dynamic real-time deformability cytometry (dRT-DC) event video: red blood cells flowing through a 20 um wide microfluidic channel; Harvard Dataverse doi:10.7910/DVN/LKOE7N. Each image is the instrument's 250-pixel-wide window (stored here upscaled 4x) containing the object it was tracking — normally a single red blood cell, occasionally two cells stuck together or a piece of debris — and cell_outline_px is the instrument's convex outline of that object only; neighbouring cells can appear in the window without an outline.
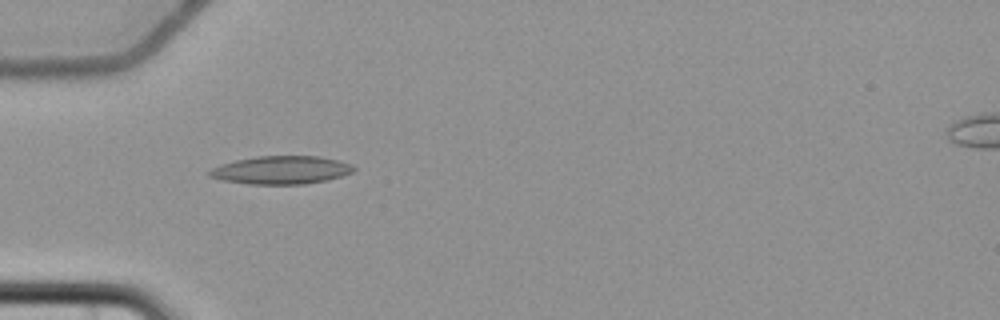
{"species": "common noctule bat (a hibernating species)", "species_latin": "Nyctalus noctula", "temperature_condition": "cold", "stored_images_in_passage": 9, "camera_frame_rate_fps": 3000, "um_per_image_px": 0.085, "animal": {"sex": "female", "body_mass_g": 22.7, "forearm_length_mm": 54.2}, "frame": {"image": 1, "passage_image": 6, "time_ms": 6.0, "image_size_px": [1000, 320], "cell_outline_px": [[356, 168], [352, 172], [340, 176], [324, 180], [304, 184], [248, 184], [224, 180], [208, 176], [208, 172], [212, 168], [220, 164], [236, 160], [256, 156], [320, 156], [352, 164]], "centroid_in_image_um": [23.88, 14.44], "position_along_channel_um": 61.1, "area_um2": 23.47}}
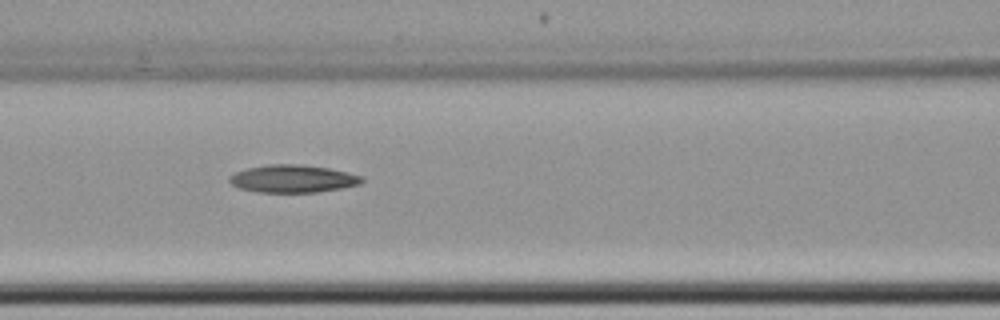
{"frame": {"image": 2, "passage_image": 8, "time_ms": 8.333, "image_size_px": [1000, 320], "cell_outline_px": [[364, 180], [360, 184], [340, 188], [316, 192], [256, 192], [240, 188], [232, 184], [228, 180], [228, 176], [236, 172], [248, 168], [268, 164], [300, 164], [328, 168], [348, 172], [364, 176]], "centroid_in_image_um": [24.89, 15.18], "position_along_channel_um": 141.7, "area_um2": 21.33}}
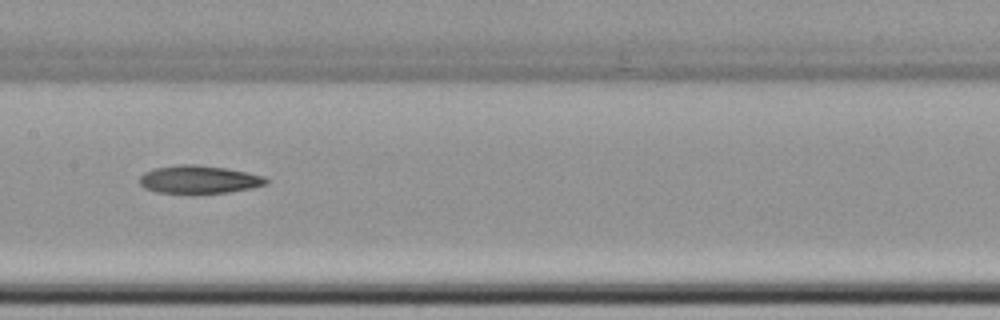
{"frame": {"image": 3, "passage_image": 9, "time_ms": 9.667, "image_size_px": [1000, 320], "cell_outline_px": [[268, 184], [252, 188], [228, 192], [192, 196], [156, 192], [144, 188], [140, 184], [140, 176], [144, 172], [156, 168], [180, 164], [192, 164], [228, 168], [264, 176], [268, 180]], "centroid_in_image_um": [16.9, 15.3], "position_along_channel_um": 190.5, "area_um2": 21.39}}